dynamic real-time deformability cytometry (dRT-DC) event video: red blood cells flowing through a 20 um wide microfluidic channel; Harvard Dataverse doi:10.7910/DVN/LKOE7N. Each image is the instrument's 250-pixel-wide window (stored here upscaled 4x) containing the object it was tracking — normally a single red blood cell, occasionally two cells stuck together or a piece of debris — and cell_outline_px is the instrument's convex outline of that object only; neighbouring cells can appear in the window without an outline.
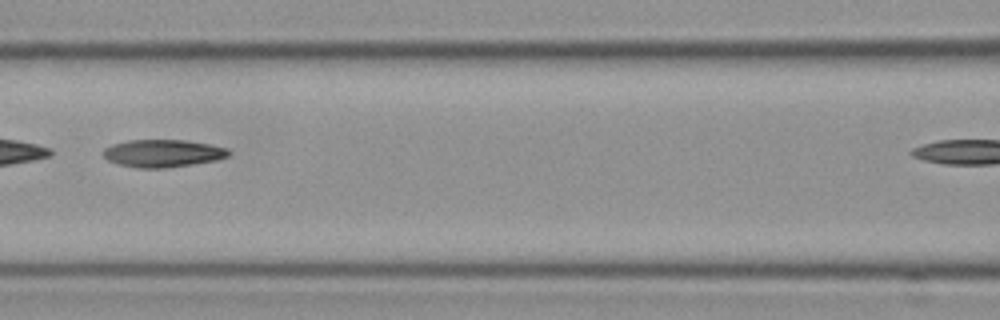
{"species": "Egyptian fruit bat (a non-hibernating species)", "species_latin": "Rousettus aegyptiacus", "temperature_condition": "cold", "stored_images_in_passage": 35, "camera_frame_rate_fps": 3000, "um_per_image_px": 0.085, "frame": {"image": 1, "passage_image": 11, "time_ms": 3.333, "image_size_px": [1000, 320], "cell_outline_px": [[232, 152], [228, 156], [216, 160], [192, 164], [164, 168], [136, 168], [116, 164], [108, 160], [104, 156], [104, 148], [112, 144], [128, 140], [188, 140], [212, 144], [228, 148]], "centroid_in_image_um": [13.86, 13.02], "position_along_channel_um": 152.7, "area_um2": 20.35}, "authors_computed_cell_mechanics": {"area_um2": 20.1722, "velocity_mm_per_s": 3.537, "shape_relaxation_time_tau1_ms": 6.8872, "shape_relaxation_time_tau2_ms": 4.939, "deformation_change_tau1": 0.2129, "deformation_change_tau2": 0.1287}}